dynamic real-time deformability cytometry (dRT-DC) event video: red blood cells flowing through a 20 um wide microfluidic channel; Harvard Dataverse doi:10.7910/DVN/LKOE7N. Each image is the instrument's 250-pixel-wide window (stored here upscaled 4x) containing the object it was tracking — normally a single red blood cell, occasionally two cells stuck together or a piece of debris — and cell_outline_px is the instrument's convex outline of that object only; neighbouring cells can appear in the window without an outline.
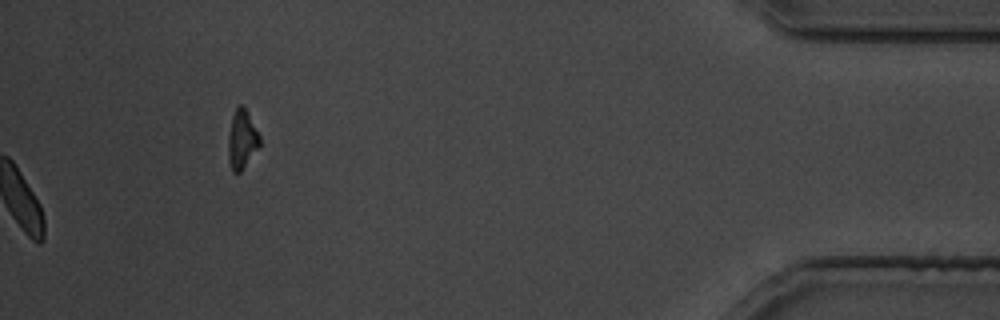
{"species": "common noctule bat (a hibernating species)", "species_latin": "Nyctalus noctula", "temperature_condition": "cold", "stored_images_in_passage": 36, "camera_frame_rate_fps": 3000, "um_per_image_px": 0.085, "animal": {"sex": "male", "body_mass_g": 19.5, "forearm_length_mm": 54.6}, "frame": {"image": 1, "passage_image": 36, "time_ms": 42.667, "image_size_px": [1000, 320], "cell_outline_px": [[260, 144], [240, 172], [232, 172], [228, 156], [228, 140], [232, 116], [236, 108], [240, 104], [244, 108], [260, 136]], "centroid_in_image_um": [20.55, 11.87], "position_along_channel_um": 414.7, "area_um2": 10.35}}